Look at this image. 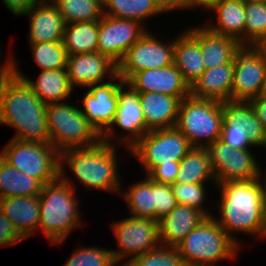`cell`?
<instances>
[{"label": "cell", "instance_id": "cell-36", "mask_svg": "<svg viewBox=\"0 0 266 266\" xmlns=\"http://www.w3.org/2000/svg\"><path fill=\"white\" fill-rule=\"evenodd\" d=\"M34 61L43 70L66 69L68 53L63 42L30 43Z\"/></svg>", "mask_w": 266, "mask_h": 266}, {"label": "cell", "instance_id": "cell-48", "mask_svg": "<svg viewBox=\"0 0 266 266\" xmlns=\"http://www.w3.org/2000/svg\"><path fill=\"white\" fill-rule=\"evenodd\" d=\"M259 96L266 98V75H265L264 83L262 84V88H261Z\"/></svg>", "mask_w": 266, "mask_h": 266}, {"label": "cell", "instance_id": "cell-46", "mask_svg": "<svg viewBox=\"0 0 266 266\" xmlns=\"http://www.w3.org/2000/svg\"><path fill=\"white\" fill-rule=\"evenodd\" d=\"M248 102L250 103L258 120L261 122L263 129L266 131V98L257 96Z\"/></svg>", "mask_w": 266, "mask_h": 266}, {"label": "cell", "instance_id": "cell-47", "mask_svg": "<svg viewBox=\"0 0 266 266\" xmlns=\"http://www.w3.org/2000/svg\"><path fill=\"white\" fill-rule=\"evenodd\" d=\"M168 11L171 10V0H158Z\"/></svg>", "mask_w": 266, "mask_h": 266}, {"label": "cell", "instance_id": "cell-29", "mask_svg": "<svg viewBox=\"0 0 266 266\" xmlns=\"http://www.w3.org/2000/svg\"><path fill=\"white\" fill-rule=\"evenodd\" d=\"M42 187L39 180L10 166L0 157V198L39 196Z\"/></svg>", "mask_w": 266, "mask_h": 266}, {"label": "cell", "instance_id": "cell-24", "mask_svg": "<svg viewBox=\"0 0 266 266\" xmlns=\"http://www.w3.org/2000/svg\"><path fill=\"white\" fill-rule=\"evenodd\" d=\"M0 210L23 238L30 237L34 231L38 230L39 196L0 198Z\"/></svg>", "mask_w": 266, "mask_h": 266}, {"label": "cell", "instance_id": "cell-16", "mask_svg": "<svg viewBox=\"0 0 266 266\" xmlns=\"http://www.w3.org/2000/svg\"><path fill=\"white\" fill-rule=\"evenodd\" d=\"M117 79V82L113 80ZM125 83L118 75L109 82L90 85L83 99L81 112L88 122L102 135L112 124L118 108V89Z\"/></svg>", "mask_w": 266, "mask_h": 266}, {"label": "cell", "instance_id": "cell-22", "mask_svg": "<svg viewBox=\"0 0 266 266\" xmlns=\"http://www.w3.org/2000/svg\"><path fill=\"white\" fill-rule=\"evenodd\" d=\"M146 128L151 130L175 127L181 100L162 93H139Z\"/></svg>", "mask_w": 266, "mask_h": 266}, {"label": "cell", "instance_id": "cell-41", "mask_svg": "<svg viewBox=\"0 0 266 266\" xmlns=\"http://www.w3.org/2000/svg\"><path fill=\"white\" fill-rule=\"evenodd\" d=\"M220 139L234 149H249L251 145L255 146L244 128L222 127Z\"/></svg>", "mask_w": 266, "mask_h": 266}, {"label": "cell", "instance_id": "cell-2", "mask_svg": "<svg viewBox=\"0 0 266 266\" xmlns=\"http://www.w3.org/2000/svg\"><path fill=\"white\" fill-rule=\"evenodd\" d=\"M255 180L228 181L221 188L218 224L238 244L232 232H244L264 237V199L266 184Z\"/></svg>", "mask_w": 266, "mask_h": 266}, {"label": "cell", "instance_id": "cell-19", "mask_svg": "<svg viewBox=\"0 0 266 266\" xmlns=\"http://www.w3.org/2000/svg\"><path fill=\"white\" fill-rule=\"evenodd\" d=\"M23 15L30 19V43L63 41L66 22L53 2L44 0Z\"/></svg>", "mask_w": 266, "mask_h": 266}, {"label": "cell", "instance_id": "cell-35", "mask_svg": "<svg viewBox=\"0 0 266 266\" xmlns=\"http://www.w3.org/2000/svg\"><path fill=\"white\" fill-rule=\"evenodd\" d=\"M125 200L132 216L154 219V181L146 179L132 184L126 191Z\"/></svg>", "mask_w": 266, "mask_h": 266}, {"label": "cell", "instance_id": "cell-3", "mask_svg": "<svg viewBox=\"0 0 266 266\" xmlns=\"http://www.w3.org/2000/svg\"><path fill=\"white\" fill-rule=\"evenodd\" d=\"M60 167V177L43 185L39 194L40 216L38 230L42 229L51 243H61L75 228L80 226V216L75 200L73 183L64 176Z\"/></svg>", "mask_w": 266, "mask_h": 266}, {"label": "cell", "instance_id": "cell-28", "mask_svg": "<svg viewBox=\"0 0 266 266\" xmlns=\"http://www.w3.org/2000/svg\"><path fill=\"white\" fill-rule=\"evenodd\" d=\"M174 40L173 64L191 86L206 70L199 42L188 32Z\"/></svg>", "mask_w": 266, "mask_h": 266}, {"label": "cell", "instance_id": "cell-43", "mask_svg": "<svg viewBox=\"0 0 266 266\" xmlns=\"http://www.w3.org/2000/svg\"><path fill=\"white\" fill-rule=\"evenodd\" d=\"M24 238L0 210V246L16 244Z\"/></svg>", "mask_w": 266, "mask_h": 266}, {"label": "cell", "instance_id": "cell-42", "mask_svg": "<svg viewBox=\"0 0 266 266\" xmlns=\"http://www.w3.org/2000/svg\"><path fill=\"white\" fill-rule=\"evenodd\" d=\"M180 161H172V163H160L155 166L147 176L157 183L173 184L176 182L177 172L179 171Z\"/></svg>", "mask_w": 266, "mask_h": 266}, {"label": "cell", "instance_id": "cell-27", "mask_svg": "<svg viewBox=\"0 0 266 266\" xmlns=\"http://www.w3.org/2000/svg\"><path fill=\"white\" fill-rule=\"evenodd\" d=\"M211 9L217 12V24L205 27L213 33L238 40L243 45L245 0H219ZM243 33V34H242Z\"/></svg>", "mask_w": 266, "mask_h": 266}, {"label": "cell", "instance_id": "cell-39", "mask_svg": "<svg viewBox=\"0 0 266 266\" xmlns=\"http://www.w3.org/2000/svg\"><path fill=\"white\" fill-rule=\"evenodd\" d=\"M171 187L177 204L195 208L202 211L207 217H212V214L210 215L202 208V204L206 197L204 184H184L175 182L171 184Z\"/></svg>", "mask_w": 266, "mask_h": 266}, {"label": "cell", "instance_id": "cell-5", "mask_svg": "<svg viewBox=\"0 0 266 266\" xmlns=\"http://www.w3.org/2000/svg\"><path fill=\"white\" fill-rule=\"evenodd\" d=\"M238 247L212 216L191 230L176 249L186 266H212L219 260L233 259Z\"/></svg>", "mask_w": 266, "mask_h": 266}, {"label": "cell", "instance_id": "cell-12", "mask_svg": "<svg viewBox=\"0 0 266 266\" xmlns=\"http://www.w3.org/2000/svg\"><path fill=\"white\" fill-rule=\"evenodd\" d=\"M172 42V43H171ZM164 44L146 33L124 54L117 64V75L127 82L136 72L164 68L173 64L174 40ZM171 43V44H170Z\"/></svg>", "mask_w": 266, "mask_h": 266}, {"label": "cell", "instance_id": "cell-34", "mask_svg": "<svg viewBox=\"0 0 266 266\" xmlns=\"http://www.w3.org/2000/svg\"><path fill=\"white\" fill-rule=\"evenodd\" d=\"M66 24L96 21L104 16L103 0H53Z\"/></svg>", "mask_w": 266, "mask_h": 266}, {"label": "cell", "instance_id": "cell-7", "mask_svg": "<svg viewBox=\"0 0 266 266\" xmlns=\"http://www.w3.org/2000/svg\"><path fill=\"white\" fill-rule=\"evenodd\" d=\"M46 115L51 144L59 152L68 148L92 147L101 141V135L76 106L66 102L47 104Z\"/></svg>", "mask_w": 266, "mask_h": 266}, {"label": "cell", "instance_id": "cell-13", "mask_svg": "<svg viewBox=\"0 0 266 266\" xmlns=\"http://www.w3.org/2000/svg\"><path fill=\"white\" fill-rule=\"evenodd\" d=\"M113 232L120 250H111L118 263L128 255L135 258L160 245L158 221L149 218L130 216L113 225Z\"/></svg>", "mask_w": 266, "mask_h": 266}, {"label": "cell", "instance_id": "cell-44", "mask_svg": "<svg viewBox=\"0 0 266 266\" xmlns=\"http://www.w3.org/2000/svg\"><path fill=\"white\" fill-rule=\"evenodd\" d=\"M44 0H2L4 5L16 16L23 15L34 6L42 3Z\"/></svg>", "mask_w": 266, "mask_h": 266}, {"label": "cell", "instance_id": "cell-32", "mask_svg": "<svg viewBox=\"0 0 266 266\" xmlns=\"http://www.w3.org/2000/svg\"><path fill=\"white\" fill-rule=\"evenodd\" d=\"M103 5L107 16L138 22L168 11L158 0H103Z\"/></svg>", "mask_w": 266, "mask_h": 266}, {"label": "cell", "instance_id": "cell-21", "mask_svg": "<svg viewBox=\"0 0 266 266\" xmlns=\"http://www.w3.org/2000/svg\"><path fill=\"white\" fill-rule=\"evenodd\" d=\"M207 216L195 208L177 204L166 216L158 221L161 245L176 247L185 236L199 226Z\"/></svg>", "mask_w": 266, "mask_h": 266}, {"label": "cell", "instance_id": "cell-8", "mask_svg": "<svg viewBox=\"0 0 266 266\" xmlns=\"http://www.w3.org/2000/svg\"><path fill=\"white\" fill-rule=\"evenodd\" d=\"M0 157L43 185L60 177V152L52 144L11 139Z\"/></svg>", "mask_w": 266, "mask_h": 266}, {"label": "cell", "instance_id": "cell-26", "mask_svg": "<svg viewBox=\"0 0 266 266\" xmlns=\"http://www.w3.org/2000/svg\"><path fill=\"white\" fill-rule=\"evenodd\" d=\"M222 127L244 128L254 145L266 146V131L255 115L249 102H222Z\"/></svg>", "mask_w": 266, "mask_h": 266}, {"label": "cell", "instance_id": "cell-9", "mask_svg": "<svg viewBox=\"0 0 266 266\" xmlns=\"http://www.w3.org/2000/svg\"><path fill=\"white\" fill-rule=\"evenodd\" d=\"M192 148L187 138L172 127L147 132L129 151L138 158L148 174L160 163L181 161Z\"/></svg>", "mask_w": 266, "mask_h": 266}, {"label": "cell", "instance_id": "cell-23", "mask_svg": "<svg viewBox=\"0 0 266 266\" xmlns=\"http://www.w3.org/2000/svg\"><path fill=\"white\" fill-rule=\"evenodd\" d=\"M233 76L234 61L206 69L190 86V95L219 102L231 101Z\"/></svg>", "mask_w": 266, "mask_h": 266}, {"label": "cell", "instance_id": "cell-33", "mask_svg": "<svg viewBox=\"0 0 266 266\" xmlns=\"http://www.w3.org/2000/svg\"><path fill=\"white\" fill-rule=\"evenodd\" d=\"M245 16L243 46L266 47V2L245 0Z\"/></svg>", "mask_w": 266, "mask_h": 266}, {"label": "cell", "instance_id": "cell-10", "mask_svg": "<svg viewBox=\"0 0 266 266\" xmlns=\"http://www.w3.org/2000/svg\"><path fill=\"white\" fill-rule=\"evenodd\" d=\"M266 75V47L243 46L234 59L231 101L259 96Z\"/></svg>", "mask_w": 266, "mask_h": 266}, {"label": "cell", "instance_id": "cell-49", "mask_svg": "<svg viewBox=\"0 0 266 266\" xmlns=\"http://www.w3.org/2000/svg\"><path fill=\"white\" fill-rule=\"evenodd\" d=\"M266 237V194L264 199V238Z\"/></svg>", "mask_w": 266, "mask_h": 266}, {"label": "cell", "instance_id": "cell-1", "mask_svg": "<svg viewBox=\"0 0 266 266\" xmlns=\"http://www.w3.org/2000/svg\"><path fill=\"white\" fill-rule=\"evenodd\" d=\"M0 124L16 128L13 139L51 144L46 104L13 72V59L0 68Z\"/></svg>", "mask_w": 266, "mask_h": 266}, {"label": "cell", "instance_id": "cell-15", "mask_svg": "<svg viewBox=\"0 0 266 266\" xmlns=\"http://www.w3.org/2000/svg\"><path fill=\"white\" fill-rule=\"evenodd\" d=\"M127 86V91H124V86ZM113 125H117L130 136L127 139H122L126 147L130 150L149 130L146 128L143 111L139 99V93L135 91L126 82L118 89V108L115 113L114 120L111 126L101 135V141L112 144L111 138L113 136ZM127 140V141H126Z\"/></svg>", "mask_w": 266, "mask_h": 266}, {"label": "cell", "instance_id": "cell-38", "mask_svg": "<svg viewBox=\"0 0 266 266\" xmlns=\"http://www.w3.org/2000/svg\"><path fill=\"white\" fill-rule=\"evenodd\" d=\"M111 250L95 247H78L64 266H113L116 265Z\"/></svg>", "mask_w": 266, "mask_h": 266}, {"label": "cell", "instance_id": "cell-25", "mask_svg": "<svg viewBox=\"0 0 266 266\" xmlns=\"http://www.w3.org/2000/svg\"><path fill=\"white\" fill-rule=\"evenodd\" d=\"M13 72L18 77L23 78L46 105L60 103V101L68 98L73 91L66 69L43 70L37 81L34 82L23 76L22 73L20 74L13 60Z\"/></svg>", "mask_w": 266, "mask_h": 266}, {"label": "cell", "instance_id": "cell-30", "mask_svg": "<svg viewBox=\"0 0 266 266\" xmlns=\"http://www.w3.org/2000/svg\"><path fill=\"white\" fill-rule=\"evenodd\" d=\"M99 20L66 24L63 44L68 55L98 52Z\"/></svg>", "mask_w": 266, "mask_h": 266}, {"label": "cell", "instance_id": "cell-45", "mask_svg": "<svg viewBox=\"0 0 266 266\" xmlns=\"http://www.w3.org/2000/svg\"><path fill=\"white\" fill-rule=\"evenodd\" d=\"M219 0H171V11L174 9L203 6L211 9Z\"/></svg>", "mask_w": 266, "mask_h": 266}, {"label": "cell", "instance_id": "cell-17", "mask_svg": "<svg viewBox=\"0 0 266 266\" xmlns=\"http://www.w3.org/2000/svg\"><path fill=\"white\" fill-rule=\"evenodd\" d=\"M138 93L156 92L183 100L190 95V86L174 65L136 72L127 82Z\"/></svg>", "mask_w": 266, "mask_h": 266}, {"label": "cell", "instance_id": "cell-14", "mask_svg": "<svg viewBox=\"0 0 266 266\" xmlns=\"http://www.w3.org/2000/svg\"><path fill=\"white\" fill-rule=\"evenodd\" d=\"M145 33L141 22L104 14L99 20L98 52L118 64Z\"/></svg>", "mask_w": 266, "mask_h": 266}, {"label": "cell", "instance_id": "cell-4", "mask_svg": "<svg viewBox=\"0 0 266 266\" xmlns=\"http://www.w3.org/2000/svg\"><path fill=\"white\" fill-rule=\"evenodd\" d=\"M116 153L114 143L103 141L92 147L68 148L60 151V167L66 161L85 186L119 193Z\"/></svg>", "mask_w": 266, "mask_h": 266}, {"label": "cell", "instance_id": "cell-20", "mask_svg": "<svg viewBox=\"0 0 266 266\" xmlns=\"http://www.w3.org/2000/svg\"><path fill=\"white\" fill-rule=\"evenodd\" d=\"M188 32L199 42L206 69L218 67L234 61L243 45L236 39L219 35L206 27H195Z\"/></svg>", "mask_w": 266, "mask_h": 266}, {"label": "cell", "instance_id": "cell-40", "mask_svg": "<svg viewBox=\"0 0 266 266\" xmlns=\"http://www.w3.org/2000/svg\"><path fill=\"white\" fill-rule=\"evenodd\" d=\"M176 205L171 185L154 181V220L159 221L168 215Z\"/></svg>", "mask_w": 266, "mask_h": 266}, {"label": "cell", "instance_id": "cell-6", "mask_svg": "<svg viewBox=\"0 0 266 266\" xmlns=\"http://www.w3.org/2000/svg\"><path fill=\"white\" fill-rule=\"evenodd\" d=\"M222 124V102L192 95L181 100L175 127L193 147H208L220 139ZM203 138L205 143L200 142Z\"/></svg>", "mask_w": 266, "mask_h": 266}, {"label": "cell", "instance_id": "cell-37", "mask_svg": "<svg viewBox=\"0 0 266 266\" xmlns=\"http://www.w3.org/2000/svg\"><path fill=\"white\" fill-rule=\"evenodd\" d=\"M126 260V266H186L176 247L162 246Z\"/></svg>", "mask_w": 266, "mask_h": 266}, {"label": "cell", "instance_id": "cell-18", "mask_svg": "<svg viewBox=\"0 0 266 266\" xmlns=\"http://www.w3.org/2000/svg\"><path fill=\"white\" fill-rule=\"evenodd\" d=\"M66 70L73 88L102 84L105 76H117V64L99 52L68 55Z\"/></svg>", "mask_w": 266, "mask_h": 266}, {"label": "cell", "instance_id": "cell-11", "mask_svg": "<svg viewBox=\"0 0 266 266\" xmlns=\"http://www.w3.org/2000/svg\"><path fill=\"white\" fill-rule=\"evenodd\" d=\"M215 182L258 179L261 168L249 149H234L221 139L207 147Z\"/></svg>", "mask_w": 266, "mask_h": 266}, {"label": "cell", "instance_id": "cell-31", "mask_svg": "<svg viewBox=\"0 0 266 266\" xmlns=\"http://www.w3.org/2000/svg\"><path fill=\"white\" fill-rule=\"evenodd\" d=\"M176 182L204 184L212 178L215 181L207 147H193L180 161Z\"/></svg>", "mask_w": 266, "mask_h": 266}]
</instances>
